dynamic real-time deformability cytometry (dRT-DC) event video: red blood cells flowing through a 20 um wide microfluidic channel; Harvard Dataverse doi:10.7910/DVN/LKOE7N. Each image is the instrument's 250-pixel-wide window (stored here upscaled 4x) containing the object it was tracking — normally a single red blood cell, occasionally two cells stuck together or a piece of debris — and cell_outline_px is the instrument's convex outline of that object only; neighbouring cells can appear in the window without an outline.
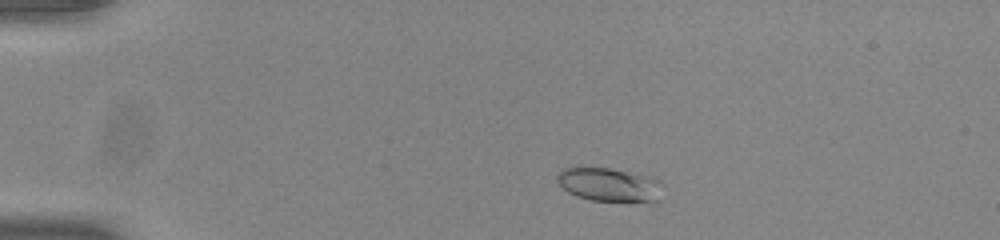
{"species": "common noctule bat (a hibernating species)", "species_latin": "Nyctalus noctula", "temperature_condition": "room temperature", "stored_images_in_passage": 48, "camera_frame_rate_fps": 3000, "um_per_image_px": 0.085, "animal": {"sex": "male", "body_mass_g": 20.0, "forearm_length_mm": 53.3}, "frame": {"image": 1, "passage_image": 6, "time_ms": 1.667, "image_size_px": [1000, 240], "cell_outline_px": [[664, 184], [660, 200], [592, 200], [576, 196], [568, 192], [556, 180], [556, 176], [564, 168], [580, 164], [640, 172]], "centroid_in_image_um": [51.76, 15.62], "position_along_channel_um": 33.2, "area_um2": 21.21}}
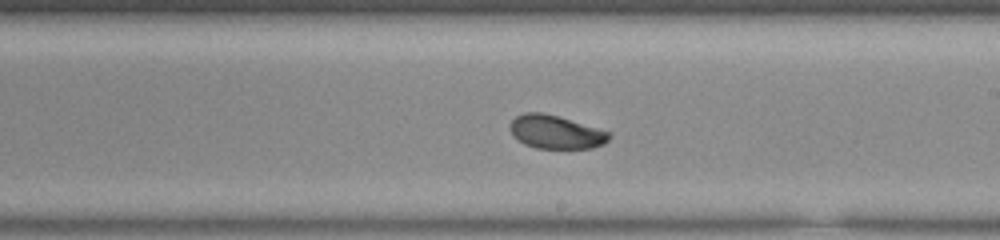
{"frame": {"image": 2, "passage_image": 27, "time_ms": 8.667, "image_size_px": [1000, 240], "cell_outline_px": [[612, 136], [604, 144], [592, 148], [536, 148], [524, 144], [516, 140], [512, 136], [508, 128], [512, 120], [516, 116], [524, 112], [540, 112], [560, 116], [612, 132]], "centroid_in_image_um": [47.24, 11.21], "position_along_channel_um": 241.8, "area_um2": 19.71}}
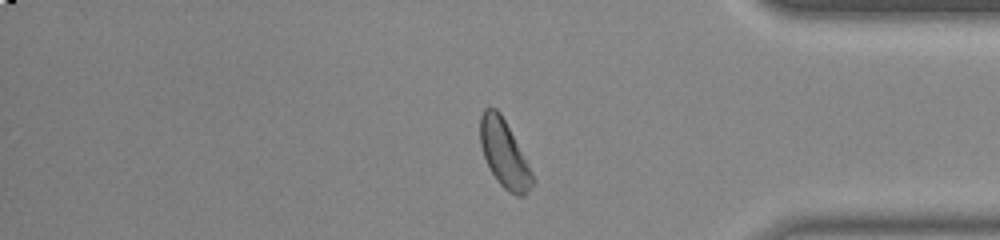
{"frame": {"image": 3, "passage_image": 40, "time_ms": 13.0, "image_size_px": [1000, 240], "cell_outline_px": [[536, 180], [524, 196], [516, 196], [508, 192], [500, 184], [492, 172], [484, 156], [480, 144], [480, 116], [484, 108], [496, 108], [500, 112], [532, 172]], "centroid_in_image_um": [42.85, 13.09], "position_along_channel_um": 392.3, "area_um2": 20.11}, "authors_computed_cell_mechanics": {"area_um2": 19.5942, "velocity_mm_per_s": 3.8611, "shape_relaxation_time_tau1_ms": 3.1834, "shape_relaxation_time_tau2_ms": 5.0789, "deformation_change_tau1": 0.0949, "deformation_change_tau2": 0.0932}}